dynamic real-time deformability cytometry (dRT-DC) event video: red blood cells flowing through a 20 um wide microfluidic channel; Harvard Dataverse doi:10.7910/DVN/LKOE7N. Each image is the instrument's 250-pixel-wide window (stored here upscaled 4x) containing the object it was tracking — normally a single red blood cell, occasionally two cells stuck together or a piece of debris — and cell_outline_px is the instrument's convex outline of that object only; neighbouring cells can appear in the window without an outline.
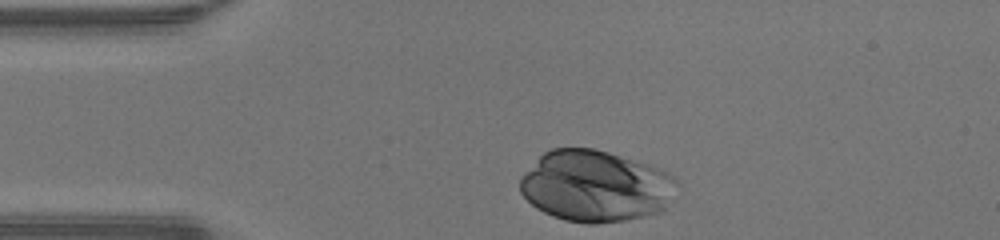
{"species": "human", "species_latin": "Homo sapiens", "temperature_condition": "warm", "stored_images_in_passage": 28, "camera_frame_rate_fps": 3000, "um_per_image_px": 0.085, "donor": {"sex": "male"}, "frame": {"image": 1, "passage_image": 1, "time_ms": 0.0, "image_size_px": [1000, 240], "cell_outline_px": [[680, 184], [664, 212], [624, 220], [596, 224], [584, 224], [564, 220], [552, 216], [536, 208], [520, 192], [520, 176], [544, 152], [552, 148], [592, 148], [608, 152], [648, 164], [668, 172]], "centroid_in_image_um": [50.64, 15.83], "position_along_channel_um": 34.4, "area_um2": 65.66}}
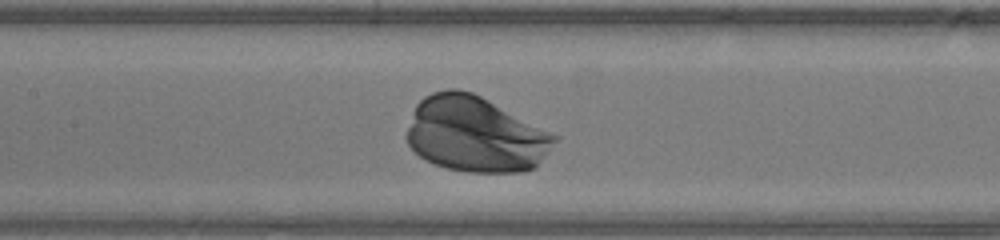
{"frame": {"image": 2, "passage_image": 13, "time_ms": 4.0, "image_size_px": [1000, 240], "cell_outline_px": [[556, 140], [536, 168], [520, 172], [468, 172], [448, 168], [436, 164], [420, 156], [408, 144], [408, 128], [416, 104], [424, 96], [432, 92], [448, 88], [456, 88], [472, 92], [480, 96], [556, 136]], "centroid_in_image_um": [40.37, 11.42], "position_along_channel_um": 167.0, "area_um2": 64.04}}
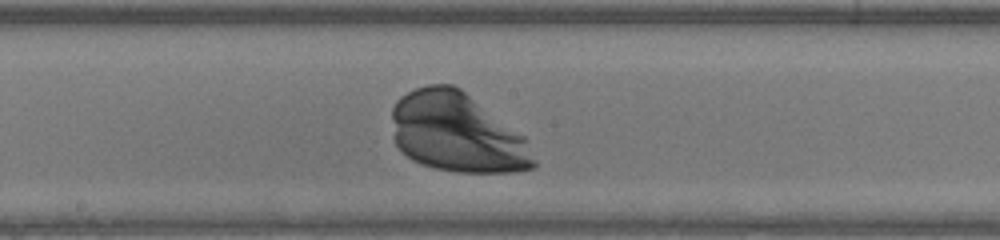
{"frame": {"image": 3, "passage_image": 16, "time_ms": 5.0, "image_size_px": [1000, 240], "cell_outline_px": [[536, 164], [532, 168], [516, 172], [456, 172], [436, 168], [420, 164], [412, 160], [400, 152], [396, 144], [392, 120], [392, 108], [396, 100], [400, 96], [416, 88], [428, 84], [452, 84], [460, 88], [524, 136], [536, 160]], "centroid_in_image_um": [38.82, 11.29], "position_along_channel_um": 209.4, "area_um2": 65.66}}